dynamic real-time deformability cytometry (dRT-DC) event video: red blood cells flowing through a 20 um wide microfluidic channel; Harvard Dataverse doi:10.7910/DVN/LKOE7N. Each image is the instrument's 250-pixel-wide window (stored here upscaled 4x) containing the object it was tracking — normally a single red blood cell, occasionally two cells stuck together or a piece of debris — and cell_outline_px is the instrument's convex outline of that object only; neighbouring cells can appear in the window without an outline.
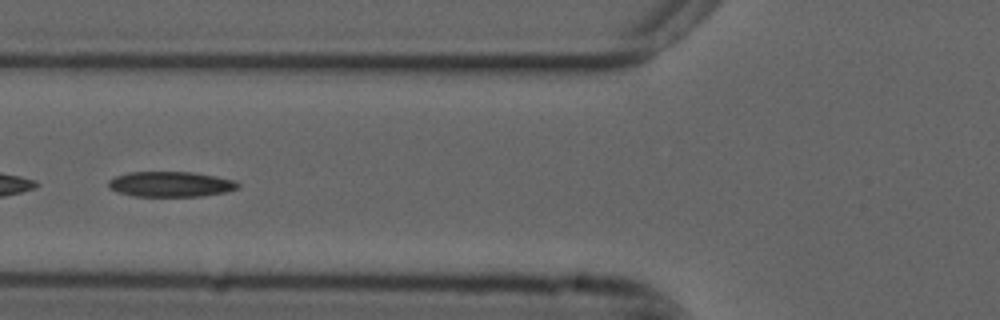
{"species": "common noctule bat (a hibernating species)", "species_latin": "Nyctalus noctula", "temperature_condition": "cold", "stored_images_in_passage": 46, "camera_frame_rate_fps": 3000, "um_per_image_px": 0.085, "animal": {"sex": "male", "forearm_length_mm": 52.5}, "frame": {"image": 1, "passage_image": 20, "time_ms": 6.333, "image_size_px": [1000, 320], "cell_outline_px": [[240, 188], [224, 192], [200, 196], [136, 196], [116, 192], [108, 188], [108, 180], [116, 176], [128, 172], [192, 172], [216, 176], [236, 180], [240, 184]], "centroid_in_image_um": [14.51, 15.65], "position_along_channel_um": 111.3, "area_um2": 19.19}}
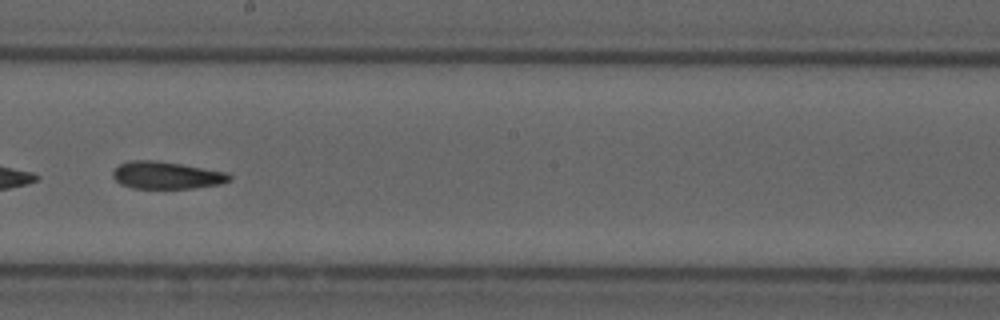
{"frame": {"image": 2, "passage_image": 30, "time_ms": 9.667, "image_size_px": [1000, 320], "cell_outline_px": [[232, 180], [220, 184], [192, 188], [132, 188], [120, 184], [112, 176], [112, 172], [120, 164], [128, 160], [156, 160], [228, 172], [232, 176]], "centroid_in_image_um": [14.16, 14.89], "position_along_channel_um": 234.0, "area_um2": 18.61}}
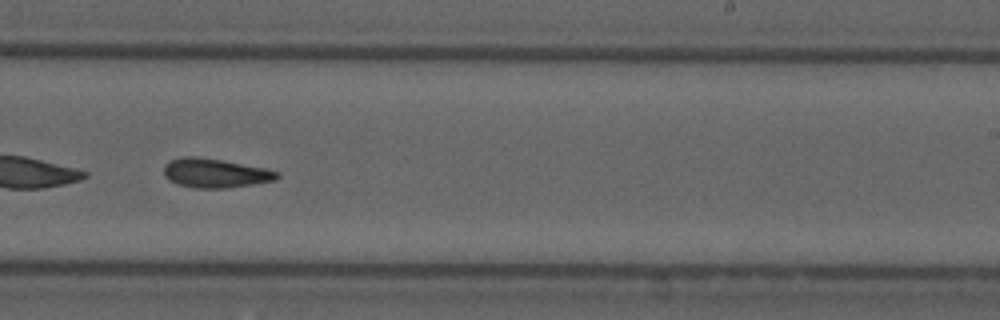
{"frame": {"image": 3, "passage_image": 33, "time_ms": 10.667, "image_size_px": [1000, 320], "cell_outline_px": [[280, 176], [276, 180], [228, 188], [196, 188], [176, 184], [168, 180], [164, 176], [164, 164], [180, 156], [192, 156], [220, 160], [264, 168], [280, 172]], "centroid_in_image_um": [18.26, 14.72], "position_along_channel_um": 270.7, "area_um2": 19.19}, "authors_computed_cell_mechanics": {"area_um2": 19.4497, "velocity_mm_per_s": 3.6861, "shape_relaxation_time_tau1_ms": null, "shape_relaxation_time_tau2_ms": 8.5438, "deformation_change_tau1": null, "deformation_change_tau2": 0.1815}}